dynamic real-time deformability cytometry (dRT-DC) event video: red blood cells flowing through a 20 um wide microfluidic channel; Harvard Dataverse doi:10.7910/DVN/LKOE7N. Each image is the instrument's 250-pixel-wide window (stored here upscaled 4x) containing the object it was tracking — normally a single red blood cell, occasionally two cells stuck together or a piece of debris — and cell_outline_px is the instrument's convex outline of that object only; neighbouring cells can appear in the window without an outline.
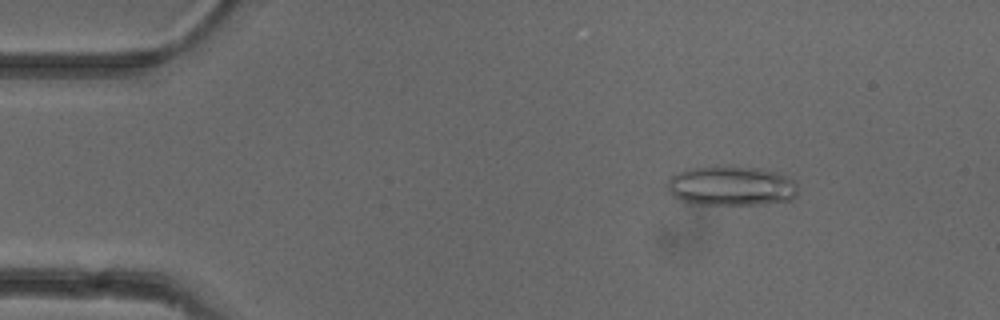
{"species": "common noctule bat (a hibernating species)", "species_latin": "Nyctalus noctula", "temperature_condition": "cold", "stored_images_in_passage": 52, "camera_frame_rate_fps": 3000, "um_per_image_px": 0.085, "animal": {"sex": "female"}, "frame": {"image": 1, "passage_image": 7, "time_ms": 2.0, "image_size_px": [1000, 320], "cell_outline_px": [[796, 196], [792, 200], [760, 204], [704, 204], [684, 200], [672, 196], [668, 184], [668, 180], [672, 176], [688, 168], [760, 168], [776, 172], [788, 176], [796, 180]], "centroid_in_image_um": [62.23, 15.82], "position_along_channel_um": 22.8, "area_um2": 29.36}}
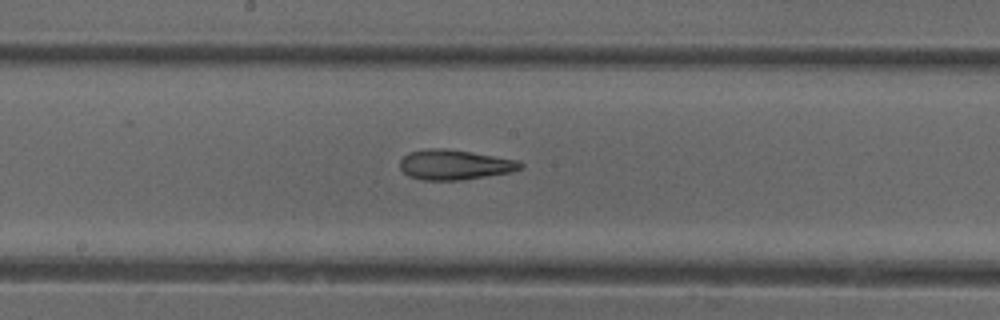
{"frame": {"image": 2, "passage_image": 27, "time_ms": 8.667, "image_size_px": [1000, 320], "cell_outline_px": [[524, 168], [512, 172], [460, 180], [424, 180], [408, 176], [400, 168], [400, 160], [408, 152], [428, 148], [444, 148], [472, 152], [520, 160], [524, 164]], "centroid_in_image_um": [38.68, 13.99], "position_along_channel_um": 209.5, "area_um2": 21.27}}
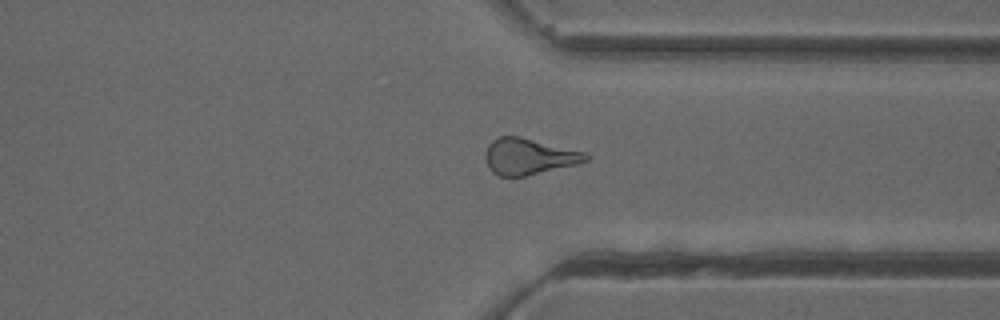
{"frame": {"image": 3, "passage_image": 39, "time_ms": 12.667, "image_size_px": [1000, 320], "cell_outline_px": [[588, 160], [580, 164], [524, 176], [496, 176], [488, 168], [484, 156], [488, 144], [492, 140], [500, 136], [520, 136], [584, 152], [588, 156]], "centroid_in_image_um": [44.92, 13.31], "position_along_channel_um": 366.5, "area_um2": 21.27}, "authors_computed_cell_mechanics": {"area_um2": 21.7906, "velocity_mm_per_s": 3.9439, "shape_relaxation_time_tau1_ms": null, "shape_relaxation_time_tau2_ms": 3.6877, "deformation_change_tau1": null, "deformation_change_tau2": 0.1407}}